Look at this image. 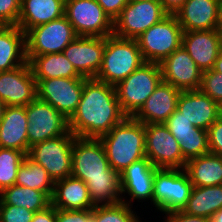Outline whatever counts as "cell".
Listing matches in <instances>:
<instances>
[{
	"label": "cell",
	"mask_w": 222,
	"mask_h": 222,
	"mask_svg": "<svg viewBox=\"0 0 222 222\" xmlns=\"http://www.w3.org/2000/svg\"><path fill=\"white\" fill-rule=\"evenodd\" d=\"M126 117L115 86L87 78L77 110L68 120V128L76 137L99 139Z\"/></svg>",
	"instance_id": "6da1fadb"
},
{
	"label": "cell",
	"mask_w": 222,
	"mask_h": 222,
	"mask_svg": "<svg viewBox=\"0 0 222 222\" xmlns=\"http://www.w3.org/2000/svg\"><path fill=\"white\" fill-rule=\"evenodd\" d=\"M99 140L110 166L120 174L133 162L146 157L145 125L133 117H126Z\"/></svg>",
	"instance_id": "7a4b0ae2"
},
{
	"label": "cell",
	"mask_w": 222,
	"mask_h": 222,
	"mask_svg": "<svg viewBox=\"0 0 222 222\" xmlns=\"http://www.w3.org/2000/svg\"><path fill=\"white\" fill-rule=\"evenodd\" d=\"M144 63L137 40L112 34L106 37L102 66L95 78L116 86Z\"/></svg>",
	"instance_id": "3957f363"
},
{
	"label": "cell",
	"mask_w": 222,
	"mask_h": 222,
	"mask_svg": "<svg viewBox=\"0 0 222 222\" xmlns=\"http://www.w3.org/2000/svg\"><path fill=\"white\" fill-rule=\"evenodd\" d=\"M158 63L145 62L116 86L117 99L127 117H133L162 81Z\"/></svg>",
	"instance_id": "277c9868"
},
{
	"label": "cell",
	"mask_w": 222,
	"mask_h": 222,
	"mask_svg": "<svg viewBox=\"0 0 222 222\" xmlns=\"http://www.w3.org/2000/svg\"><path fill=\"white\" fill-rule=\"evenodd\" d=\"M193 187L185 169L156 168L152 203L163 213L183 211Z\"/></svg>",
	"instance_id": "5b68a950"
},
{
	"label": "cell",
	"mask_w": 222,
	"mask_h": 222,
	"mask_svg": "<svg viewBox=\"0 0 222 222\" xmlns=\"http://www.w3.org/2000/svg\"><path fill=\"white\" fill-rule=\"evenodd\" d=\"M182 35L183 29L177 17L175 14H168L136 39L143 60L160 64L181 47Z\"/></svg>",
	"instance_id": "8992f818"
},
{
	"label": "cell",
	"mask_w": 222,
	"mask_h": 222,
	"mask_svg": "<svg viewBox=\"0 0 222 222\" xmlns=\"http://www.w3.org/2000/svg\"><path fill=\"white\" fill-rule=\"evenodd\" d=\"M78 37L68 19L63 16L25 33L26 59L49 53H61Z\"/></svg>",
	"instance_id": "52a82bcc"
},
{
	"label": "cell",
	"mask_w": 222,
	"mask_h": 222,
	"mask_svg": "<svg viewBox=\"0 0 222 222\" xmlns=\"http://www.w3.org/2000/svg\"><path fill=\"white\" fill-rule=\"evenodd\" d=\"M75 137L68 130L64 135L31 146L27 155L42 165L56 182L71 176L72 149Z\"/></svg>",
	"instance_id": "ba28073f"
},
{
	"label": "cell",
	"mask_w": 222,
	"mask_h": 222,
	"mask_svg": "<svg viewBox=\"0 0 222 222\" xmlns=\"http://www.w3.org/2000/svg\"><path fill=\"white\" fill-rule=\"evenodd\" d=\"M159 0L128 2L119 16L113 21V35L137 39L143 32L166 17Z\"/></svg>",
	"instance_id": "9c48e42d"
},
{
	"label": "cell",
	"mask_w": 222,
	"mask_h": 222,
	"mask_svg": "<svg viewBox=\"0 0 222 222\" xmlns=\"http://www.w3.org/2000/svg\"><path fill=\"white\" fill-rule=\"evenodd\" d=\"M64 16L77 36L107 37L113 34V21L97 0H65Z\"/></svg>",
	"instance_id": "30bf717a"
},
{
	"label": "cell",
	"mask_w": 222,
	"mask_h": 222,
	"mask_svg": "<svg viewBox=\"0 0 222 222\" xmlns=\"http://www.w3.org/2000/svg\"><path fill=\"white\" fill-rule=\"evenodd\" d=\"M28 120V152L31 146L64 135L68 120L49 103L35 98L25 106Z\"/></svg>",
	"instance_id": "8fae6325"
},
{
	"label": "cell",
	"mask_w": 222,
	"mask_h": 222,
	"mask_svg": "<svg viewBox=\"0 0 222 222\" xmlns=\"http://www.w3.org/2000/svg\"><path fill=\"white\" fill-rule=\"evenodd\" d=\"M86 77L36 80L37 98L49 103L67 120L77 110Z\"/></svg>",
	"instance_id": "7c38bea8"
},
{
	"label": "cell",
	"mask_w": 222,
	"mask_h": 222,
	"mask_svg": "<svg viewBox=\"0 0 222 222\" xmlns=\"http://www.w3.org/2000/svg\"><path fill=\"white\" fill-rule=\"evenodd\" d=\"M112 171L99 139L74 138L71 176L85 182L88 178L107 177Z\"/></svg>",
	"instance_id": "4fadbf2b"
},
{
	"label": "cell",
	"mask_w": 222,
	"mask_h": 222,
	"mask_svg": "<svg viewBox=\"0 0 222 222\" xmlns=\"http://www.w3.org/2000/svg\"><path fill=\"white\" fill-rule=\"evenodd\" d=\"M145 155L156 168L185 169L187 162L165 124H145Z\"/></svg>",
	"instance_id": "5bb4252c"
},
{
	"label": "cell",
	"mask_w": 222,
	"mask_h": 222,
	"mask_svg": "<svg viewBox=\"0 0 222 222\" xmlns=\"http://www.w3.org/2000/svg\"><path fill=\"white\" fill-rule=\"evenodd\" d=\"M106 37H76L64 50L75 70L86 78H95L101 69Z\"/></svg>",
	"instance_id": "9a60e30c"
},
{
	"label": "cell",
	"mask_w": 222,
	"mask_h": 222,
	"mask_svg": "<svg viewBox=\"0 0 222 222\" xmlns=\"http://www.w3.org/2000/svg\"><path fill=\"white\" fill-rule=\"evenodd\" d=\"M36 97V80L28 62L0 72V99L5 106H27Z\"/></svg>",
	"instance_id": "2e32d148"
},
{
	"label": "cell",
	"mask_w": 222,
	"mask_h": 222,
	"mask_svg": "<svg viewBox=\"0 0 222 222\" xmlns=\"http://www.w3.org/2000/svg\"><path fill=\"white\" fill-rule=\"evenodd\" d=\"M163 81L181 91L198 90L201 87L202 71L182 46L161 63Z\"/></svg>",
	"instance_id": "e0dca14e"
},
{
	"label": "cell",
	"mask_w": 222,
	"mask_h": 222,
	"mask_svg": "<svg viewBox=\"0 0 222 222\" xmlns=\"http://www.w3.org/2000/svg\"><path fill=\"white\" fill-rule=\"evenodd\" d=\"M176 110L193 126L206 131L221 116V105L200 89L181 91Z\"/></svg>",
	"instance_id": "ac0fdd59"
},
{
	"label": "cell",
	"mask_w": 222,
	"mask_h": 222,
	"mask_svg": "<svg viewBox=\"0 0 222 222\" xmlns=\"http://www.w3.org/2000/svg\"><path fill=\"white\" fill-rule=\"evenodd\" d=\"M181 46L203 72L213 68L222 52V37L216 29L183 31Z\"/></svg>",
	"instance_id": "d6986e66"
},
{
	"label": "cell",
	"mask_w": 222,
	"mask_h": 222,
	"mask_svg": "<svg viewBox=\"0 0 222 222\" xmlns=\"http://www.w3.org/2000/svg\"><path fill=\"white\" fill-rule=\"evenodd\" d=\"M180 93L181 90L162 80L133 118L144 125L164 124L177 109Z\"/></svg>",
	"instance_id": "ffe728a7"
},
{
	"label": "cell",
	"mask_w": 222,
	"mask_h": 222,
	"mask_svg": "<svg viewBox=\"0 0 222 222\" xmlns=\"http://www.w3.org/2000/svg\"><path fill=\"white\" fill-rule=\"evenodd\" d=\"M220 4L221 0H186L175 16L183 31L214 30Z\"/></svg>",
	"instance_id": "44dd1931"
},
{
	"label": "cell",
	"mask_w": 222,
	"mask_h": 222,
	"mask_svg": "<svg viewBox=\"0 0 222 222\" xmlns=\"http://www.w3.org/2000/svg\"><path fill=\"white\" fill-rule=\"evenodd\" d=\"M156 167L147 157L133 162L120 174L121 194L128 193L130 201L149 200L152 203Z\"/></svg>",
	"instance_id": "7402d4cb"
},
{
	"label": "cell",
	"mask_w": 222,
	"mask_h": 222,
	"mask_svg": "<svg viewBox=\"0 0 222 222\" xmlns=\"http://www.w3.org/2000/svg\"><path fill=\"white\" fill-rule=\"evenodd\" d=\"M28 120L25 106H6L0 120V147L28 154Z\"/></svg>",
	"instance_id": "603a6c76"
},
{
	"label": "cell",
	"mask_w": 222,
	"mask_h": 222,
	"mask_svg": "<svg viewBox=\"0 0 222 222\" xmlns=\"http://www.w3.org/2000/svg\"><path fill=\"white\" fill-rule=\"evenodd\" d=\"M51 204L61 210H85L95 207L85 182L73 176L55 182Z\"/></svg>",
	"instance_id": "cb8c5ba5"
},
{
	"label": "cell",
	"mask_w": 222,
	"mask_h": 222,
	"mask_svg": "<svg viewBox=\"0 0 222 222\" xmlns=\"http://www.w3.org/2000/svg\"><path fill=\"white\" fill-rule=\"evenodd\" d=\"M65 0H21L17 26L26 33L29 29L64 16Z\"/></svg>",
	"instance_id": "d4e9b609"
},
{
	"label": "cell",
	"mask_w": 222,
	"mask_h": 222,
	"mask_svg": "<svg viewBox=\"0 0 222 222\" xmlns=\"http://www.w3.org/2000/svg\"><path fill=\"white\" fill-rule=\"evenodd\" d=\"M27 62L25 33L18 26L0 28V72L12 70Z\"/></svg>",
	"instance_id": "484cf974"
},
{
	"label": "cell",
	"mask_w": 222,
	"mask_h": 222,
	"mask_svg": "<svg viewBox=\"0 0 222 222\" xmlns=\"http://www.w3.org/2000/svg\"><path fill=\"white\" fill-rule=\"evenodd\" d=\"M185 171L193 186L222 185V156L208 153L192 158L186 162Z\"/></svg>",
	"instance_id": "4316f807"
},
{
	"label": "cell",
	"mask_w": 222,
	"mask_h": 222,
	"mask_svg": "<svg viewBox=\"0 0 222 222\" xmlns=\"http://www.w3.org/2000/svg\"><path fill=\"white\" fill-rule=\"evenodd\" d=\"M28 63L35 80L82 78L62 52L34 56Z\"/></svg>",
	"instance_id": "83f0119b"
},
{
	"label": "cell",
	"mask_w": 222,
	"mask_h": 222,
	"mask_svg": "<svg viewBox=\"0 0 222 222\" xmlns=\"http://www.w3.org/2000/svg\"><path fill=\"white\" fill-rule=\"evenodd\" d=\"M222 208V185L194 186L183 212L193 216L211 217Z\"/></svg>",
	"instance_id": "f1b7e54d"
},
{
	"label": "cell",
	"mask_w": 222,
	"mask_h": 222,
	"mask_svg": "<svg viewBox=\"0 0 222 222\" xmlns=\"http://www.w3.org/2000/svg\"><path fill=\"white\" fill-rule=\"evenodd\" d=\"M85 184L94 206L114 205L123 200L120 173L115 170L107 177L88 178Z\"/></svg>",
	"instance_id": "f546056e"
},
{
	"label": "cell",
	"mask_w": 222,
	"mask_h": 222,
	"mask_svg": "<svg viewBox=\"0 0 222 222\" xmlns=\"http://www.w3.org/2000/svg\"><path fill=\"white\" fill-rule=\"evenodd\" d=\"M0 204H10L38 212L51 205V198L43 191L14 184L0 192Z\"/></svg>",
	"instance_id": "4dcf8cb0"
},
{
	"label": "cell",
	"mask_w": 222,
	"mask_h": 222,
	"mask_svg": "<svg viewBox=\"0 0 222 222\" xmlns=\"http://www.w3.org/2000/svg\"><path fill=\"white\" fill-rule=\"evenodd\" d=\"M15 184L43 191L51 198L54 192L55 182L42 165H39L26 155L24 161L18 168Z\"/></svg>",
	"instance_id": "1f68e13d"
},
{
	"label": "cell",
	"mask_w": 222,
	"mask_h": 222,
	"mask_svg": "<svg viewBox=\"0 0 222 222\" xmlns=\"http://www.w3.org/2000/svg\"><path fill=\"white\" fill-rule=\"evenodd\" d=\"M25 156L22 151L0 147V192L15 184Z\"/></svg>",
	"instance_id": "d6a6232c"
},
{
	"label": "cell",
	"mask_w": 222,
	"mask_h": 222,
	"mask_svg": "<svg viewBox=\"0 0 222 222\" xmlns=\"http://www.w3.org/2000/svg\"><path fill=\"white\" fill-rule=\"evenodd\" d=\"M130 206L132 207L131 202L124 199L114 205L95 206L94 220L95 222H140Z\"/></svg>",
	"instance_id": "836d02e7"
},
{
	"label": "cell",
	"mask_w": 222,
	"mask_h": 222,
	"mask_svg": "<svg viewBox=\"0 0 222 222\" xmlns=\"http://www.w3.org/2000/svg\"><path fill=\"white\" fill-rule=\"evenodd\" d=\"M164 124L179 143L181 138L187 137L188 135L208 134L206 130L193 126L192 123L184 116H181V113L177 110L174 111Z\"/></svg>",
	"instance_id": "e575fe53"
},
{
	"label": "cell",
	"mask_w": 222,
	"mask_h": 222,
	"mask_svg": "<svg viewBox=\"0 0 222 222\" xmlns=\"http://www.w3.org/2000/svg\"><path fill=\"white\" fill-rule=\"evenodd\" d=\"M179 145L186 161L210 153L208 134L188 135L181 138Z\"/></svg>",
	"instance_id": "d590c367"
},
{
	"label": "cell",
	"mask_w": 222,
	"mask_h": 222,
	"mask_svg": "<svg viewBox=\"0 0 222 222\" xmlns=\"http://www.w3.org/2000/svg\"><path fill=\"white\" fill-rule=\"evenodd\" d=\"M200 90L222 105V74L212 69L203 71Z\"/></svg>",
	"instance_id": "8d00e7d4"
},
{
	"label": "cell",
	"mask_w": 222,
	"mask_h": 222,
	"mask_svg": "<svg viewBox=\"0 0 222 222\" xmlns=\"http://www.w3.org/2000/svg\"><path fill=\"white\" fill-rule=\"evenodd\" d=\"M35 212L10 204H0V222H31Z\"/></svg>",
	"instance_id": "74e56055"
},
{
	"label": "cell",
	"mask_w": 222,
	"mask_h": 222,
	"mask_svg": "<svg viewBox=\"0 0 222 222\" xmlns=\"http://www.w3.org/2000/svg\"><path fill=\"white\" fill-rule=\"evenodd\" d=\"M21 0H0V23L3 26H17Z\"/></svg>",
	"instance_id": "f35d334b"
},
{
	"label": "cell",
	"mask_w": 222,
	"mask_h": 222,
	"mask_svg": "<svg viewBox=\"0 0 222 222\" xmlns=\"http://www.w3.org/2000/svg\"><path fill=\"white\" fill-rule=\"evenodd\" d=\"M56 222H95L94 208L85 210L56 209Z\"/></svg>",
	"instance_id": "ab89813d"
},
{
	"label": "cell",
	"mask_w": 222,
	"mask_h": 222,
	"mask_svg": "<svg viewBox=\"0 0 222 222\" xmlns=\"http://www.w3.org/2000/svg\"><path fill=\"white\" fill-rule=\"evenodd\" d=\"M210 153L222 156V116L207 130Z\"/></svg>",
	"instance_id": "60d3db41"
},
{
	"label": "cell",
	"mask_w": 222,
	"mask_h": 222,
	"mask_svg": "<svg viewBox=\"0 0 222 222\" xmlns=\"http://www.w3.org/2000/svg\"><path fill=\"white\" fill-rule=\"evenodd\" d=\"M104 12L114 21L122 9L128 4V0H97Z\"/></svg>",
	"instance_id": "b9f144b4"
},
{
	"label": "cell",
	"mask_w": 222,
	"mask_h": 222,
	"mask_svg": "<svg viewBox=\"0 0 222 222\" xmlns=\"http://www.w3.org/2000/svg\"><path fill=\"white\" fill-rule=\"evenodd\" d=\"M166 222H211V219L206 217L193 216L184 213L183 211L165 213Z\"/></svg>",
	"instance_id": "7bdbcfd3"
},
{
	"label": "cell",
	"mask_w": 222,
	"mask_h": 222,
	"mask_svg": "<svg viewBox=\"0 0 222 222\" xmlns=\"http://www.w3.org/2000/svg\"><path fill=\"white\" fill-rule=\"evenodd\" d=\"M31 222H56V208L51 204L46 209L35 212Z\"/></svg>",
	"instance_id": "ee69618b"
},
{
	"label": "cell",
	"mask_w": 222,
	"mask_h": 222,
	"mask_svg": "<svg viewBox=\"0 0 222 222\" xmlns=\"http://www.w3.org/2000/svg\"><path fill=\"white\" fill-rule=\"evenodd\" d=\"M163 9L168 14H175L186 2V0H159Z\"/></svg>",
	"instance_id": "f6af8a7d"
},
{
	"label": "cell",
	"mask_w": 222,
	"mask_h": 222,
	"mask_svg": "<svg viewBox=\"0 0 222 222\" xmlns=\"http://www.w3.org/2000/svg\"><path fill=\"white\" fill-rule=\"evenodd\" d=\"M212 70L222 74V52L219 54L218 58L216 59Z\"/></svg>",
	"instance_id": "bcb514c9"
},
{
	"label": "cell",
	"mask_w": 222,
	"mask_h": 222,
	"mask_svg": "<svg viewBox=\"0 0 222 222\" xmlns=\"http://www.w3.org/2000/svg\"><path fill=\"white\" fill-rule=\"evenodd\" d=\"M222 37V0L219 8V16H218V26L216 29Z\"/></svg>",
	"instance_id": "7dc6e473"
},
{
	"label": "cell",
	"mask_w": 222,
	"mask_h": 222,
	"mask_svg": "<svg viewBox=\"0 0 222 222\" xmlns=\"http://www.w3.org/2000/svg\"><path fill=\"white\" fill-rule=\"evenodd\" d=\"M211 222H222V208L211 217Z\"/></svg>",
	"instance_id": "c3c4849f"
},
{
	"label": "cell",
	"mask_w": 222,
	"mask_h": 222,
	"mask_svg": "<svg viewBox=\"0 0 222 222\" xmlns=\"http://www.w3.org/2000/svg\"><path fill=\"white\" fill-rule=\"evenodd\" d=\"M5 103L0 99V120L3 117L4 109H5Z\"/></svg>",
	"instance_id": "681fc988"
},
{
	"label": "cell",
	"mask_w": 222,
	"mask_h": 222,
	"mask_svg": "<svg viewBox=\"0 0 222 222\" xmlns=\"http://www.w3.org/2000/svg\"><path fill=\"white\" fill-rule=\"evenodd\" d=\"M141 1V0H128V2Z\"/></svg>",
	"instance_id": "f907efd6"
}]
</instances>
